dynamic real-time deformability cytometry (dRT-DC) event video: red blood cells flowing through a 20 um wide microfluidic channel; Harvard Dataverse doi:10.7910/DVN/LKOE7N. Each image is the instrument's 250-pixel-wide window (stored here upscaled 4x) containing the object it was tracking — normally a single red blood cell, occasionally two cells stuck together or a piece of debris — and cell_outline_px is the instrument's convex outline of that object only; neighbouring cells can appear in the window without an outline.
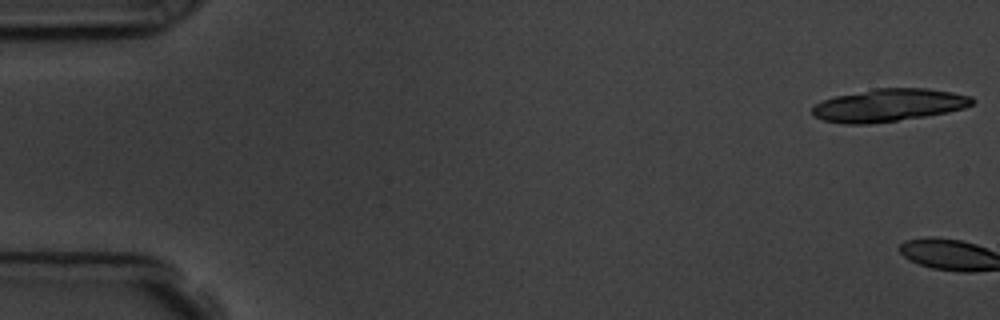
{"species": "common noctule bat (a hibernating species)", "species_latin": "Nyctalus noctula", "temperature_condition": "room temperature", "stored_images_in_passage": 3, "camera_frame_rate_fps": 3000, "um_per_image_px": 0.085, "animal": {"sex": "male", "body_mass_g": 19.5, "forearm_length_mm": 54.6}, "frame": {"image": 1, "passage_image": 1, "time_ms": 0.0, "image_size_px": [1000, 320], "cell_outline_px": [[976, 100], [972, 104], [964, 108], [948, 112], [924, 116], [868, 124], [844, 124], [824, 120], [812, 116], [812, 108], [816, 104], [824, 100], [836, 96], [876, 88], [928, 88], [952, 92], [972, 96]], "centroid_in_image_um": [75.56, 8.94], "position_along_channel_um": 9.4, "area_um2": 30.35}}